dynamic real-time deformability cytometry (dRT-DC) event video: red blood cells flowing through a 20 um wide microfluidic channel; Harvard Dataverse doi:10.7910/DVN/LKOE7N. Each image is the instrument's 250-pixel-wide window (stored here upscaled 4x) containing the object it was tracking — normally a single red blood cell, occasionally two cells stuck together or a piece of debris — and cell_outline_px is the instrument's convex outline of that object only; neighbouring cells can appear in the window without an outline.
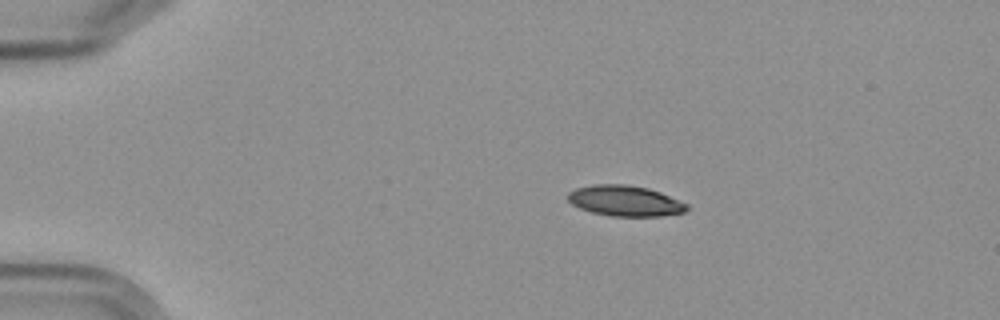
{"species": "Egyptian fruit bat (a non-hibernating species)", "species_latin": "Rousettus aegyptiacus", "temperature_condition": "cold", "stored_images_in_passage": 4, "camera_frame_rate_fps": 3000, "um_per_image_px": 0.085, "frame": {"image": 1, "passage_image": 2, "time_ms": 2.0, "image_size_px": [1000, 320], "cell_outline_px": [[688, 208], [684, 212], [660, 216], [608, 216], [592, 212], [580, 208], [572, 204], [568, 200], [568, 192], [576, 188], [596, 184], [624, 184], [648, 188], [660, 192], [688, 204]], "centroid_in_image_um": [53.12, 17.07], "position_along_channel_um": 31.9, "area_um2": 21.15}}